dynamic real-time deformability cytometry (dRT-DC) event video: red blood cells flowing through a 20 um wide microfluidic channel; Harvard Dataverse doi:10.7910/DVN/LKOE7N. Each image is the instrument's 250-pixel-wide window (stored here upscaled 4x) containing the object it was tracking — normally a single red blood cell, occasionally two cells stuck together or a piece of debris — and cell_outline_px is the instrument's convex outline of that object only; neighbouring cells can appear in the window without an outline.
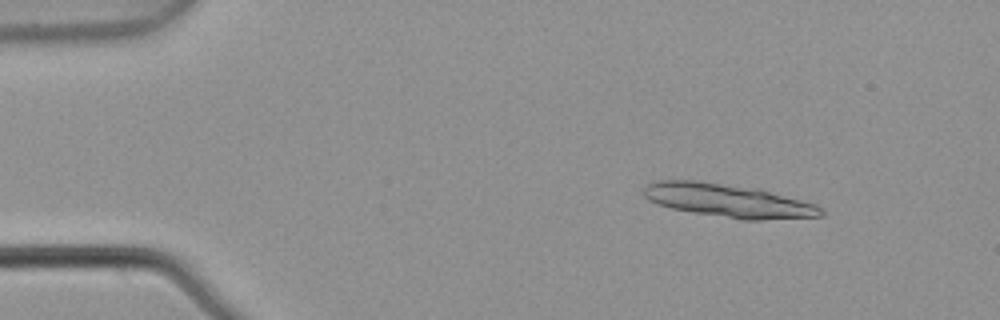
{"species": "common noctule bat (a hibernating species)", "species_latin": "Nyctalus noctula", "temperature_condition": "warm", "stored_images_in_passage": 7, "segment_of_instrument_passage": [1, 2], "camera_frame_rate_fps": 3000, "um_per_image_px": 0.085, "animal": {"sex": "male", "body_mass_g": 21.5, "forearm_length_mm": 52.0}, "frame": {"image": 1, "passage_image": 2, "time_ms": 0.333, "image_size_px": [1000, 320], "cell_outline_px": [[824, 216], [760, 220], [744, 220], [672, 208], [648, 200], [644, 196], [644, 188], [648, 184], [660, 180], [692, 180], [756, 188], [816, 204], [824, 208]], "centroid_in_image_um": [61.95, 17.05], "position_along_channel_um": 23.1, "area_um2": 33.93}}